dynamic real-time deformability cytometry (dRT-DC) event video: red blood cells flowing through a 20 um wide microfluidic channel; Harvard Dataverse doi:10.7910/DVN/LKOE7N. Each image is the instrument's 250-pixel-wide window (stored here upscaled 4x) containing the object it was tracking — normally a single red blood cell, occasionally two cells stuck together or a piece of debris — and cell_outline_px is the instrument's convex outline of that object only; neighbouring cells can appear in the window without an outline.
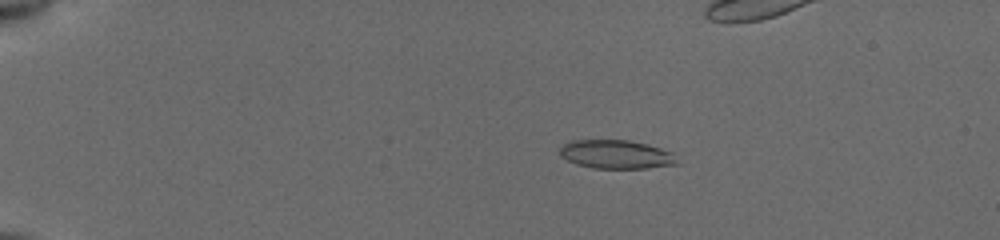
{"species": "common noctule bat (a hibernating species)", "species_latin": "Nyctalus noctula", "temperature_condition": "cold", "stored_images_in_passage": 54, "camera_frame_rate_fps": 3000, "um_per_image_px": 0.085, "animal": {"sex": "female", "body_mass_g": 19.5, "forearm_length_mm": 54.1}, "frame": {"image": 1, "passage_image": 11, "time_ms": 3.333, "image_size_px": [1000, 240], "cell_outline_px": [[680, 164], [648, 168], [592, 168], [576, 164], [560, 156], [560, 148], [564, 144], [572, 140], [628, 140], [648, 144], [672, 152]], "centroid_in_image_um": [52.39, 13.12], "position_along_channel_um": 32.6, "area_um2": 19.65}}
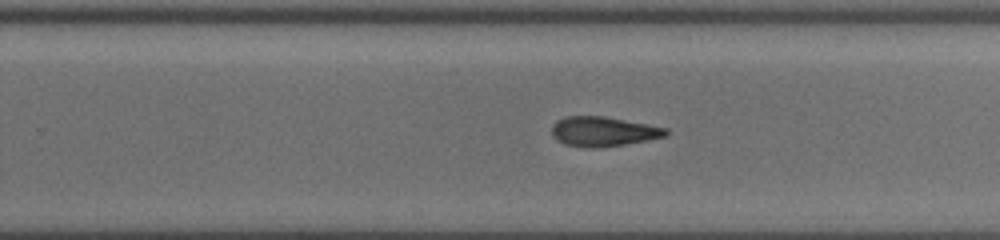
{"frame": {"image": 2, "passage_image": 36, "time_ms": 11.667, "image_size_px": [1000, 240], "cell_outline_px": [[668, 132], [664, 136], [624, 144], [596, 148], [592, 148], [564, 144], [556, 140], [552, 136], [552, 124], [556, 120], [568, 116], [604, 116], [648, 124], [668, 128]], "centroid_in_image_um": [51.23, 11.17], "position_along_channel_um": 278.6, "area_um2": 19.59}}
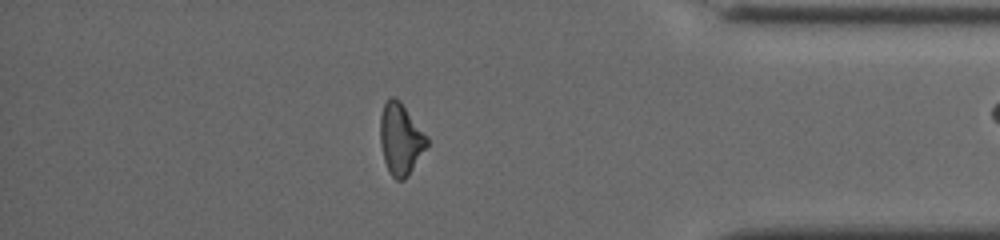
{"frame": {"image": 3, "passage_image": 47, "time_ms": 15.333, "image_size_px": [1000, 240], "cell_outline_px": [[428, 144], [408, 176], [404, 180], [396, 180], [392, 176], [384, 160], [380, 144], [380, 116], [384, 104], [392, 96], [400, 100], [428, 136]], "centroid_in_image_um": [34.05, 11.8], "position_along_channel_um": 401.1, "area_um2": 19.42}, "authors_computed_cell_mechanics": {"area_um2": 19.8543, "velocity_mm_per_s": 3.942, "shape_relaxation_time_tau1_ms": 3.9158, "shape_relaxation_time_tau2_ms": 3.0682, "deformation_change_tau1": 0.1364, "deformation_change_tau2": 0.1213}}